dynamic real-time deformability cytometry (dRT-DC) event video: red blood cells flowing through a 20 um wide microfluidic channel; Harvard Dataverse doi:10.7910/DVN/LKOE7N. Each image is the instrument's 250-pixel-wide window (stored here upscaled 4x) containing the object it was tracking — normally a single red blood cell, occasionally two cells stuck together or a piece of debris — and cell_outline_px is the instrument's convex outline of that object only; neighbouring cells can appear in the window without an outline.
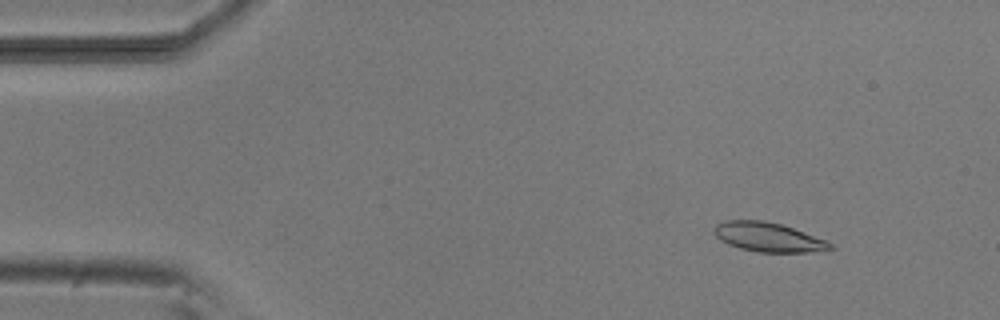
{"species": "common noctule bat (a hibernating species)", "species_latin": "Nyctalus noctula", "temperature_condition": "room temperature", "stored_images_in_passage": 52, "camera_frame_rate_fps": 3000, "um_per_image_px": 0.085, "animal": {"sex": "male", "body_mass_g": 20.5, "forearm_length_mm": 52.5}, "frame": {"image": 1, "passage_image": 5, "time_ms": 1.333, "image_size_px": [1000, 320], "cell_outline_px": [[836, 248], [808, 252], [756, 252], [740, 248], [728, 244], [720, 240], [716, 236], [716, 224], [724, 220], [764, 220], [780, 224], [828, 240]], "centroid_in_image_um": [65.32, 20.16], "position_along_channel_um": 19.7, "area_um2": 19.71}}
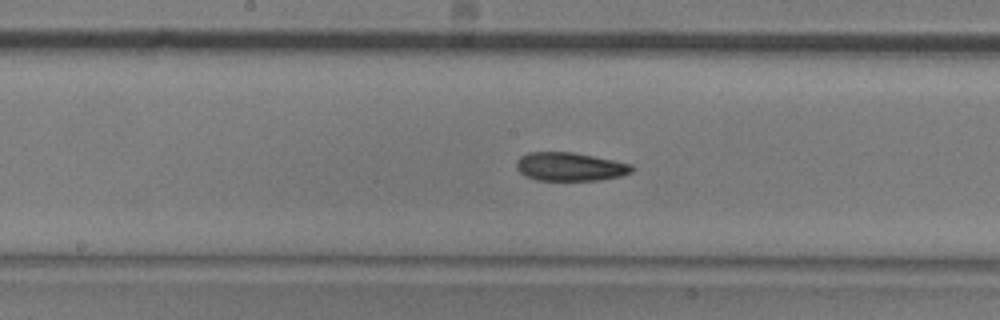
{"frame": {"image": 2, "passage_image": 26, "time_ms": 8.333, "image_size_px": [1000, 320], "cell_outline_px": [[636, 168], [632, 172], [620, 176], [600, 180], [536, 180], [524, 176], [516, 168], [516, 160], [520, 156], [528, 152], [572, 152], [632, 164]], "centroid_in_image_um": [48.43, 14.17], "position_along_channel_um": 199.8, "area_um2": 19.25}}
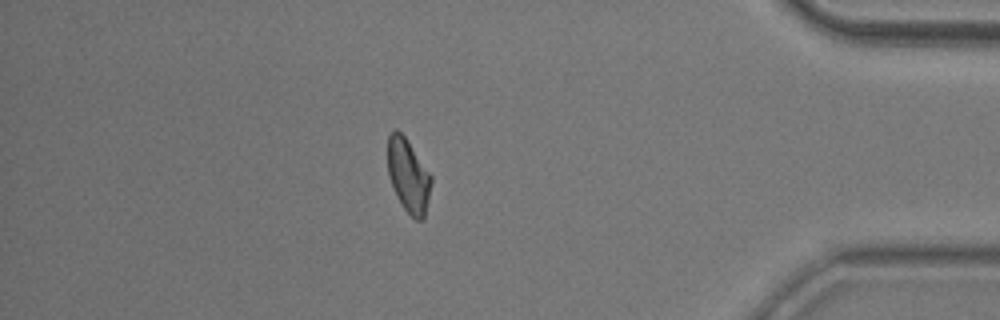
{"frame": {"image": 3, "passage_image": 45, "time_ms": 14.667, "image_size_px": [1000, 320], "cell_outline_px": [[432, 180], [424, 220], [416, 220], [404, 208], [396, 196], [388, 176], [388, 136], [396, 128], [404, 136], [432, 176]], "centroid_in_image_um": [34.7, 14.95], "position_along_channel_um": 400.5, "area_um2": 18.44}, "authors_computed_cell_mechanics": {"area_um2": 19.5653, "velocity_mm_per_s": 3.788, "shape_relaxation_time_tau1_ms": 5.5784, "shape_relaxation_time_tau2_ms": 4.0172, "deformation_change_tau1": 0.1701, "deformation_change_tau2": 0.1191}}